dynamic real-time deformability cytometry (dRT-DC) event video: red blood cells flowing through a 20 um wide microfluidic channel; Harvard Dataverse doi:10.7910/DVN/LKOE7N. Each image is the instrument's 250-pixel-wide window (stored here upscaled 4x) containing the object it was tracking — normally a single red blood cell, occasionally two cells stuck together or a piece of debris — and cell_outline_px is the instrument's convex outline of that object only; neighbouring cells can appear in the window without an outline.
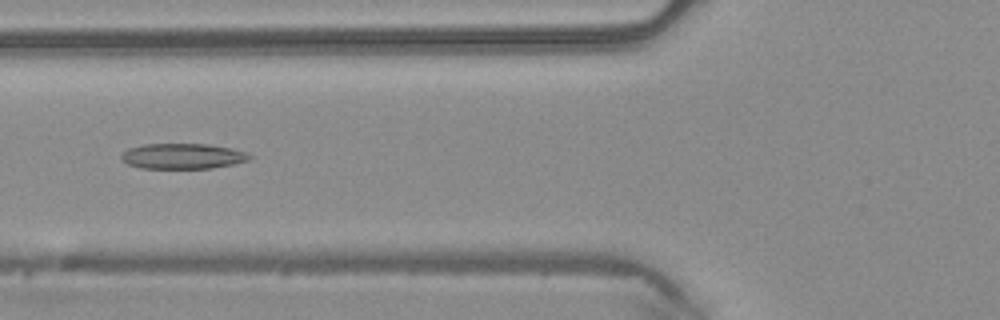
{"species": "common noctule bat (a hibernating species)", "species_latin": "Nyctalus noctula", "temperature_condition": "warm", "stored_images_in_passage": 2, "camera_frame_rate_fps": 3000, "um_per_image_px": 0.085, "animal": {"sex": "male", "body_mass_g": 20.4}, "frame": {"image": 1, "passage_image": 2, "time_ms": 0.333, "image_size_px": [1000, 320], "cell_outline_px": [[252, 156], [248, 160], [232, 164], [212, 168], [140, 168], [128, 164], [120, 160], [120, 156], [128, 148], [144, 144], [208, 144], [232, 148], [244, 152]], "centroid_in_image_um": [15.49, 13.27], "position_along_channel_um": 110.3, "area_um2": 18.96}}